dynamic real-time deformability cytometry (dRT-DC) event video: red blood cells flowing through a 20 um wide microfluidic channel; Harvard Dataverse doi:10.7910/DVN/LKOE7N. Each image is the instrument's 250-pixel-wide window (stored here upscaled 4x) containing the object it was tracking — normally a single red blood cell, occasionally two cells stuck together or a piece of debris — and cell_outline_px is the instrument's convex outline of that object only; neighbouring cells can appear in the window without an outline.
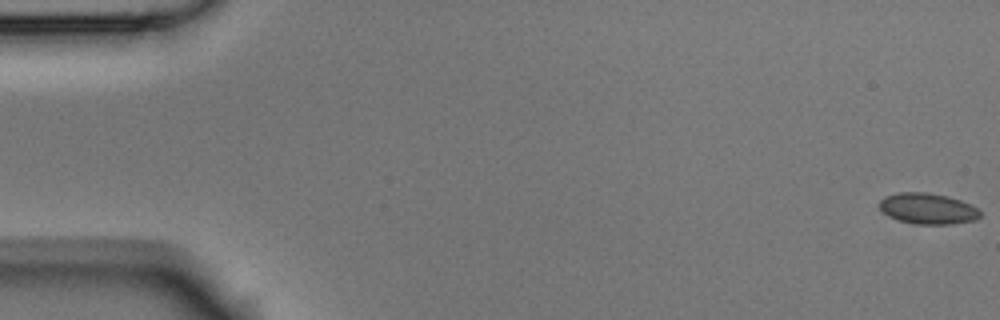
{"species": "Egyptian fruit bat (a non-hibernating species)", "species_latin": "Rousettus aegyptiacus", "temperature_condition": "room temperature", "stored_images_in_passage": 3, "camera_frame_rate_fps": 3000, "um_per_image_px": 0.085, "animal": {"sex": "male"}, "frame": {"image": 1, "passage_image": 1, "time_ms": 0.0, "image_size_px": [1000, 320], "cell_outline_px": [[980, 216], [976, 220], [952, 224], [916, 224], [896, 220], [888, 216], [880, 208], [880, 200], [884, 196], [896, 192], [924, 192], [948, 196], [960, 200], [976, 208], [980, 212]], "centroid_in_image_um": [78.83, 17.73], "position_along_channel_um": 6.2, "area_um2": 18.15}}